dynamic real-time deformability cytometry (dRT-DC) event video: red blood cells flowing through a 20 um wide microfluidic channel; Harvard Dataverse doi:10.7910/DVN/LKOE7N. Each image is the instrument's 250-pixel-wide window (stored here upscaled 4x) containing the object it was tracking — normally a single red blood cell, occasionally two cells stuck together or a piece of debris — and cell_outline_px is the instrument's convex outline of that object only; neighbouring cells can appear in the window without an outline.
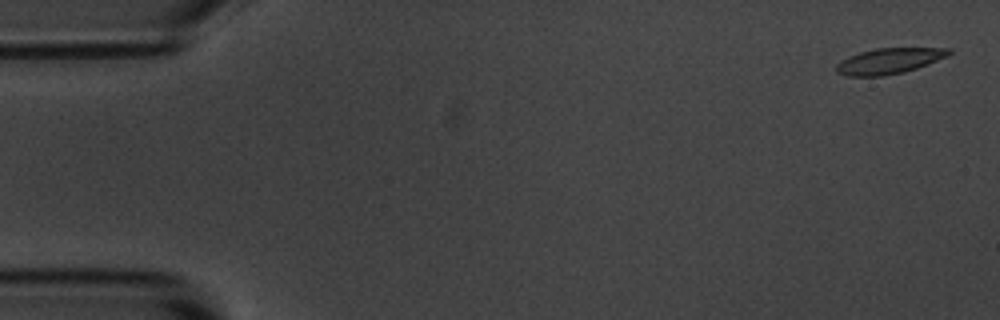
{"species": "common noctule bat (a hibernating species)", "species_latin": "Nyctalus noctula", "temperature_condition": "room temperature", "stored_images_in_passage": 3, "camera_frame_rate_fps": 3000, "um_per_image_px": 0.085, "animal": {"sex": "male", "body_mass_g": 20.1, "forearm_length_mm": 53.5}, "frame": {"image": 1, "passage_image": 1, "time_ms": 0.0, "image_size_px": [1000, 320], "cell_outline_px": [[952, 52], [948, 56], [928, 64], [904, 72], [884, 76], [848, 76], [836, 72], [836, 64], [840, 60], [848, 56], [860, 52], [876, 48], [952, 48]], "centroid_in_image_um": [75.57, 5.18], "position_along_channel_um": 9.4, "area_um2": 16.94}}